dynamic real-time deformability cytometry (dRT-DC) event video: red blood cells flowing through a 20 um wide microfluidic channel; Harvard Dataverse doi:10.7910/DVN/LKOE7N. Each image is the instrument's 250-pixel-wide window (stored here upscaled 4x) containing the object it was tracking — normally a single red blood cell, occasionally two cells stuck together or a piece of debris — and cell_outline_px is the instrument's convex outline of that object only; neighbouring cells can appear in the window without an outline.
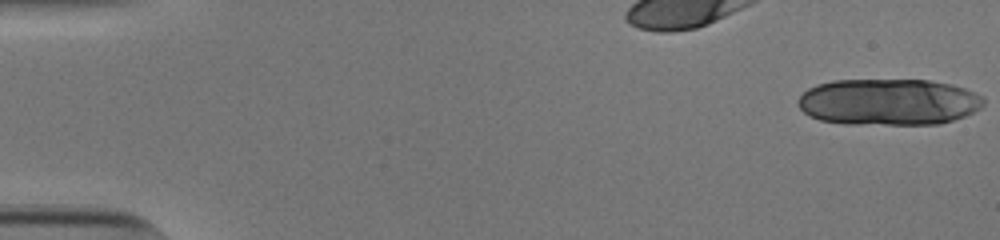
{"species": "human", "species_latin": "Homo sapiens", "temperature_condition": "cold", "stored_images_in_passage": 17, "camera_frame_rate_fps": 3000, "um_per_image_px": 0.085, "donor": {"sex": "male"}, "frame": {"image": 1, "passage_image": 1, "time_ms": 0.0, "image_size_px": [1000, 240], "cell_outline_px": [[984, 104], [980, 108], [964, 116], [940, 124], [844, 124], [820, 120], [808, 116], [796, 104], [796, 100], [808, 88], [816, 84], [832, 80], [928, 80], [952, 84], [964, 88], [984, 96]], "centroid_in_image_um": [75.5, 8.66], "position_along_channel_um": 9.5, "area_um2": 50.69}}
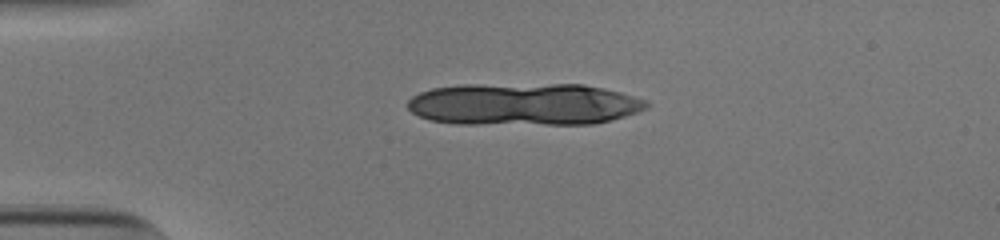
{"frame": {"image": 2, "passage_image": 13, "time_ms": 4.0, "image_size_px": [1000, 240], "cell_outline_px": [[652, 104], [648, 108], [624, 116], [592, 124], [456, 124], [432, 120], [420, 116], [412, 112], [408, 108], [408, 100], [412, 96], [420, 92], [432, 88], [460, 84], [584, 84], [604, 88], [620, 92], [648, 100]], "centroid_in_image_um": [44.54, 8.85], "position_along_channel_um": 40.5, "area_um2": 59.3}}